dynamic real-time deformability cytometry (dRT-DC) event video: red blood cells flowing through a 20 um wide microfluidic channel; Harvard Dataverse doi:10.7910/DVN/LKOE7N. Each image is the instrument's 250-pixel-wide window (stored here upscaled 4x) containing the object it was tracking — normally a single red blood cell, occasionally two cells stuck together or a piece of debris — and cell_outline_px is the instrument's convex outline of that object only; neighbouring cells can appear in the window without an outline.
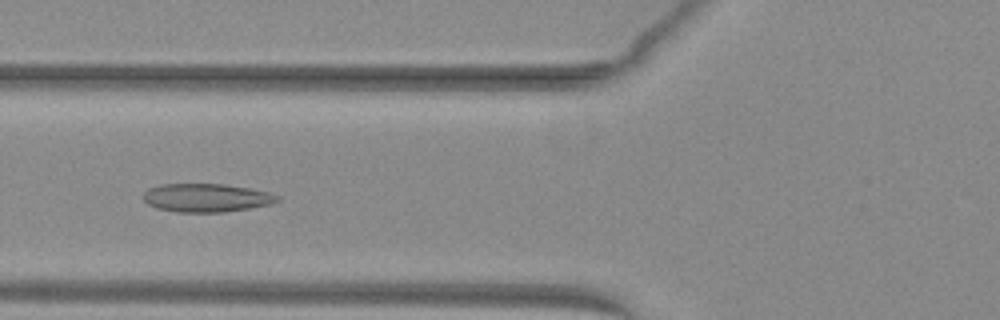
{"species": "common noctule bat (a hibernating species)", "species_latin": "Nyctalus noctula", "temperature_condition": "warm", "stored_images_in_passage": 36, "camera_frame_rate_fps": 3000, "um_per_image_px": 0.085, "animal": {"sex": "female", "body_mass_g": 29.2, "forearm_length_mm": 56.3}, "frame": {"image": 1, "passage_image": 7, "time_ms": 2.0, "image_size_px": [1000, 320], "cell_outline_px": [[280, 200], [272, 204], [224, 212], [176, 212], [156, 208], [148, 204], [144, 200], [144, 192], [148, 188], [160, 184], [224, 184], [248, 188], [268, 192], [280, 196]], "centroid_in_image_um": [17.54, 16.81], "position_along_channel_um": 108.3, "area_um2": 22.2}}
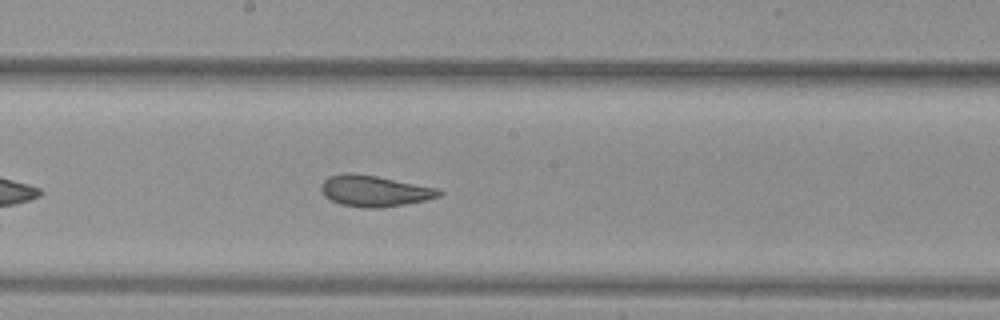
{"frame": {"image": 2, "passage_image": 15, "time_ms": 4.667, "image_size_px": [1000, 320], "cell_outline_px": [[444, 192], [440, 196], [424, 200], [404, 204], [380, 208], [364, 208], [340, 204], [324, 196], [320, 188], [320, 184], [328, 176], [376, 176], [440, 188]], "centroid_in_image_um": [31.89, 16.27], "position_along_channel_um": 216.3, "area_um2": 20.75}}
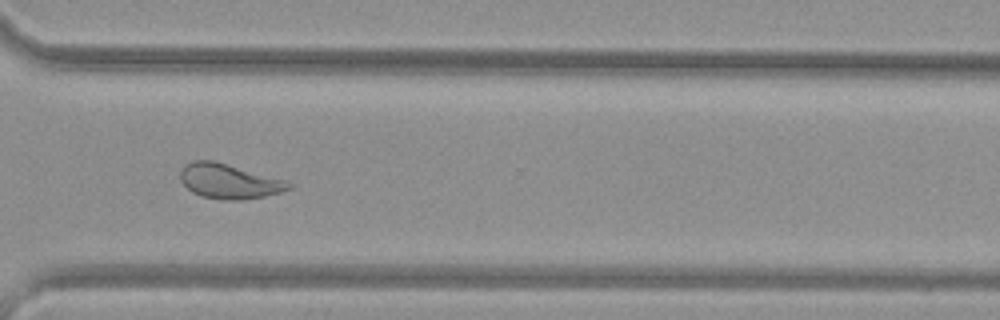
{"frame": {"image": 3, "passage_image": 25, "time_ms": 8.0, "image_size_px": [1000, 320], "cell_outline_px": [[292, 188], [280, 192], [264, 196], [240, 200], [220, 200], [200, 196], [192, 192], [180, 180], [180, 172], [184, 164], [192, 160], [212, 160], [284, 180], [292, 184]], "centroid_in_image_um": [19.42, 15.41], "position_along_channel_um": 351.2, "area_um2": 21.79}, "authors_computed_cell_mechanics": {"area_um2": 21.7617, "velocity_mm_per_s": 4.0535, "shape_relaxation_time_tau1_ms": null, "shape_relaxation_time_tau2_ms": 1.3443, "deformation_change_tau1": null, "deformation_change_tau2": 0.0811}}